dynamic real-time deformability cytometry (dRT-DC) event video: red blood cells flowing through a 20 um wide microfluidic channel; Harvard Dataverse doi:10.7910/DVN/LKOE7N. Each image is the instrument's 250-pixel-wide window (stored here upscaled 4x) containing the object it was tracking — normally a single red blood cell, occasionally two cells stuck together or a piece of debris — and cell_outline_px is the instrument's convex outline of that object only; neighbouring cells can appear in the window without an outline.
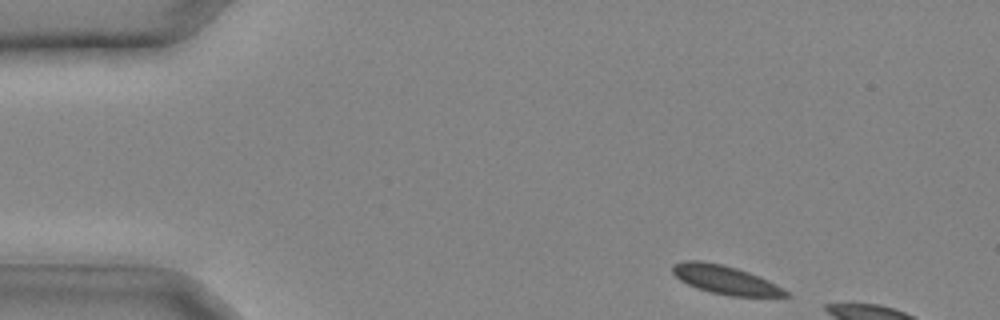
{"species": "common noctule bat (a hibernating species)", "species_latin": "Nyctalus noctula", "temperature_condition": "cold", "stored_images_in_passage": 5, "camera_frame_rate_fps": 3000, "um_per_image_px": 0.085, "animal": {"sex": "male", "body_mass_g": 20.4}, "frame": {"image": 1, "passage_image": 1, "time_ms": 0.0, "image_size_px": [1000, 320], "cell_outline_px": [[792, 296], [728, 296], [696, 288], [680, 280], [672, 272], [672, 264], [684, 260], [700, 260], [720, 264], [736, 268], [748, 272], [768, 280], [776, 284], [788, 292]], "centroid_in_image_um": [61.62, 23.77], "position_along_channel_um": 23.4, "area_um2": 18.73}}